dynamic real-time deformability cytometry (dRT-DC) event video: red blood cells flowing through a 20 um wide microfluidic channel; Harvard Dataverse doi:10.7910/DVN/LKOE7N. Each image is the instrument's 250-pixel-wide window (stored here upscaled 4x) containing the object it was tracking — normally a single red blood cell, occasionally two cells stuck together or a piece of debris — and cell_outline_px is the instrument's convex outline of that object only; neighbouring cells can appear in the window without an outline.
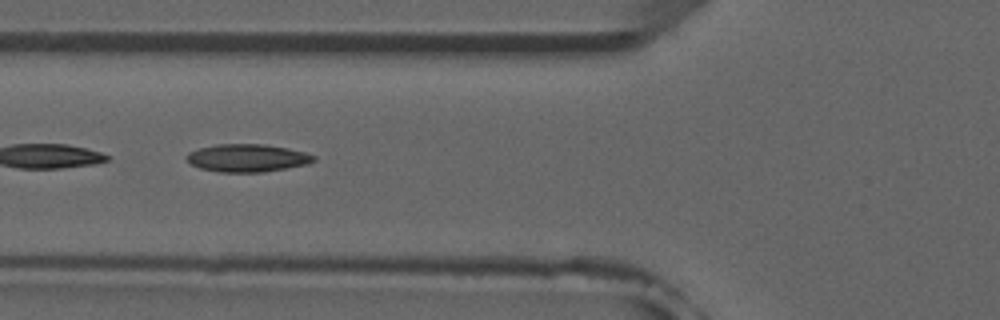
{"species": "common noctule bat (a hibernating species)", "species_latin": "Nyctalus noctula", "temperature_condition": "room temperature", "stored_images_in_passage": 7, "camera_frame_rate_fps": 3000, "um_per_image_px": 0.085, "animal": {"sex": "male", "forearm_length_mm": 52.5}, "frame": {"image": 1, "passage_image": 5, "time_ms": 4.667, "image_size_px": [1000, 320], "cell_outline_px": [[316, 160], [308, 164], [264, 172], [220, 172], [200, 168], [192, 164], [184, 156], [188, 152], [200, 148], [216, 144], [264, 144], [288, 148], [304, 152], [316, 156]], "centroid_in_image_um": [21.03, 13.42], "position_along_channel_um": 104.8, "area_um2": 20.58}}